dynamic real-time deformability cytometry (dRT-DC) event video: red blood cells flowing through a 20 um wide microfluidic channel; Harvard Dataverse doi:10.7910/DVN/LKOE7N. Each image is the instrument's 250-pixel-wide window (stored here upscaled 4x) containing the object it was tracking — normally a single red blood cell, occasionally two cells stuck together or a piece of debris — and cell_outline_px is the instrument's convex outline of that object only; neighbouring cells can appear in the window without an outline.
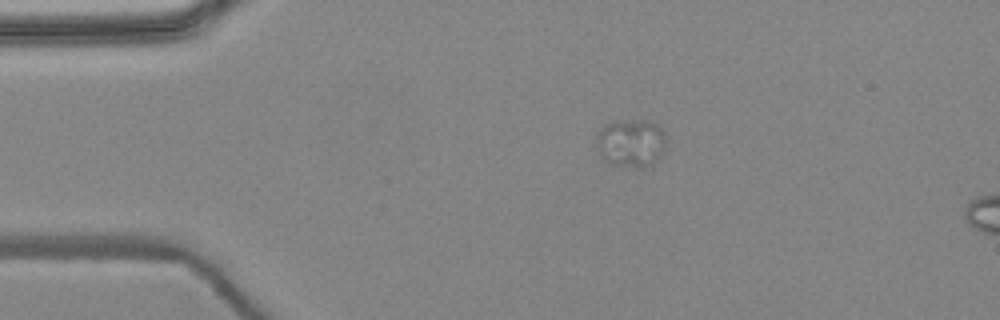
{"species": "common noctule bat (a hibernating species)", "species_latin": "Nyctalus noctula", "temperature_condition": "warm", "stored_images_in_passage": 2, "camera_frame_rate_fps": 3000, "um_per_image_px": 0.085, "animal": {"sex": "female", "body_mass_g": 24.6, "forearm_length_mm": 56.2}, "frame": {"image": 1, "passage_image": 1, "time_ms": 0.0, "image_size_px": [1000, 320], "cell_outline_px": [[668, 136], [664, 152], [660, 160], [652, 164], [640, 168], [612, 164], [604, 160], [596, 148], [596, 132], [604, 124], [612, 120], [652, 120]], "centroid_in_image_um": [53.65, 12.13], "position_along_channel_um": 31.3, "area_um2": 20.35}}